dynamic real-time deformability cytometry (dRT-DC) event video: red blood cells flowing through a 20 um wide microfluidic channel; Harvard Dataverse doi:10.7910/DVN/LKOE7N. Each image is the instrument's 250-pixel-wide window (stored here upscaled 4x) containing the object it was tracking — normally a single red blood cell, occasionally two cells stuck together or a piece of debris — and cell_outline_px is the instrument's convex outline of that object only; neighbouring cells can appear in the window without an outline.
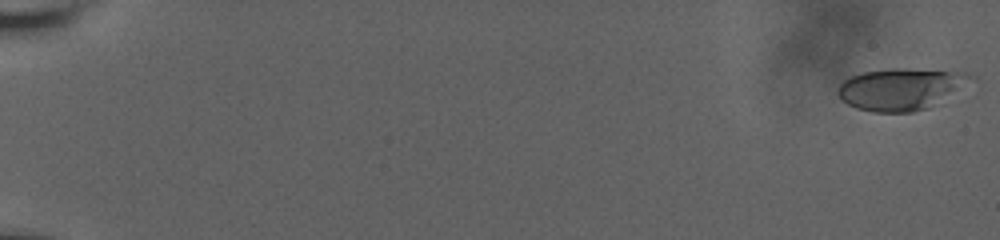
{"species": "human", "species_latin": "Homo sapiens", "temperature_condition": "room temperature", "stored_images_in_passage": 60, "camera_frame_rate_fps": 3000, "um_per_image_px": 0.085, "donor": {"sex": "male"}, "frame": {"image": 1, "passage_image": 1, "time_ms": 0.0, "image_size_px": [1000, 240], "cell_outline_px": [[968, 76], [928, 108], [912, 112], [872, 112], [856, 108], [848, 104], [836, 92], [836, 88], [844, 80], [852, 76], [864, 72], [892, 68], [900, 68], [964, 72]], "centroid_in_image_um": [76.32, 7.57], "position_along_channel_um": 8.7, "area_um2": 30.63}}
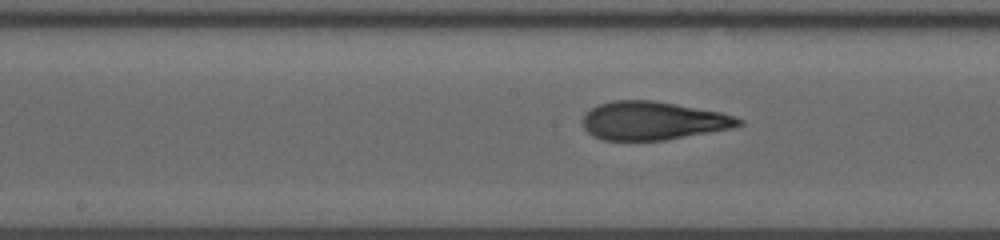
{"frame": {"image": 2, "passage_image": 34, "time_ms": 11.0, "image_size_px": [1000, 240], "cell_outline_px": [[744, 124], [732, 128], [664, 140], [604, 140], [592, 136], [584, 128], [584, 116], [592, 108], [600, 104], [612, 100], [652, 100], [720, 112], [744, 120]], "centroid_in_image_um": [55.51, 10.26], "position_along_channel_um": 192.7, "area_um2": 34.51}}
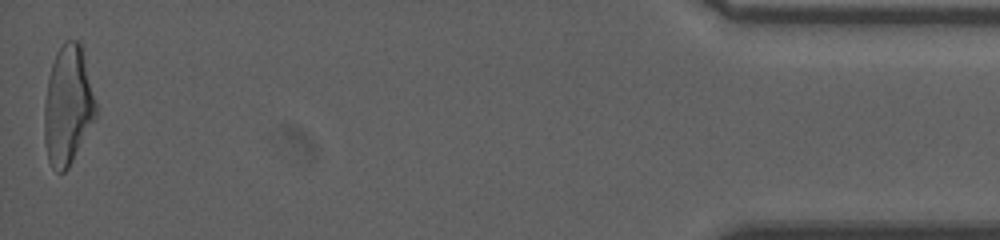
{"frame": {"image": 3, "passage_image": 60, "time_ms": 19.667, "image_size_px": [1000, 240], "cell_outline_px": [[96, 116], [68, 168], [64, 172], [56, 172], [52, 168], [48, 160], [44, 140], [44, 104], [48, 80], [52, 64], [56, 52], [64, 40], [76, 40], [84, 48], [96, 104]], "centroid_in_image_um": [5.76, 8.93], "position_along_channel_um": 429.4, "area_um2": 35.89}, "authors_computed_cell_mechanics": {"area_um2": 34.4199, "velocity_mm_per_s": 3.6676, "shape_relaxation_time_tau1_ms": 6.7349, "shape_relaxation_time_tau2_ms": 1.4678, "deformation_change_tau1": 0.2481, "deformation_change_tau2": 0.0954}}